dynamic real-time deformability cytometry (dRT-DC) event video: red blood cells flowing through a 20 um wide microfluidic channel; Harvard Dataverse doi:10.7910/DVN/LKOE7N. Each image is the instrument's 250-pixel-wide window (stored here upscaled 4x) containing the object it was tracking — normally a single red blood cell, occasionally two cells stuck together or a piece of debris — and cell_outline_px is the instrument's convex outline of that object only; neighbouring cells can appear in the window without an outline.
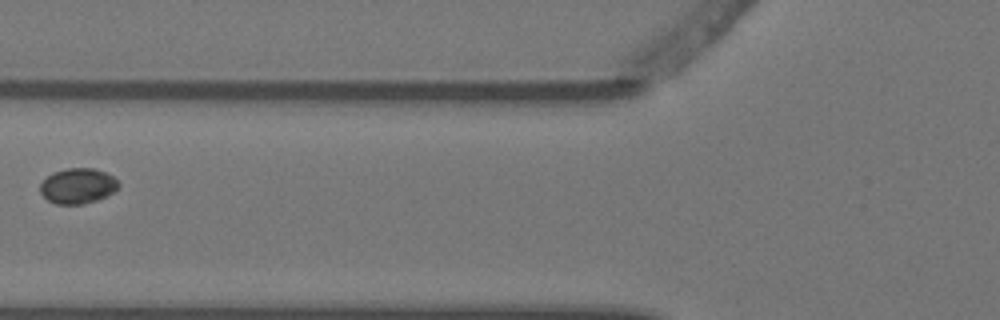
{"species": "Egyptian fruit bat (a non-hibernating species)", "species_latin": "Rousettus aegyptiacus", "temperature_condition": "warm", "stored_images_in_passage": 6, "camera_frame_rate_fps": 3000, "um_per_image_px": 0.085, "animal": {"sex": "female"}, "frame": {"image": 1, "passage_image": 5, "time_ms": 1.333, "image_size_px": [1000, 320], "cell_outline_px": [[120, 184], [112, 192], [96, 200], [84, 204], [56, 204], [48, 200], [40, 192], [40, 184], [52, 172], [68, 168], [92, 168], [104, 172], [112, 176]], "centroid_in_image_um": [6.58, 15.8], "position_along_channel_um": 119.2, "area_um2": 15.9}}
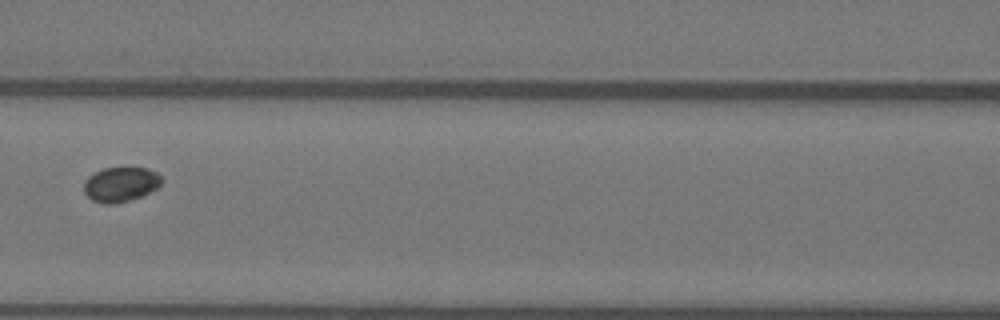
{"frame": {"image": 2, "passage_image": 6, "time_ms": 1.667, "image_size_px": [1000, 320], "cell_outline_px": [[160, 184], [156, 188], [140, 196], [116, 204], [104, 204], [92, 200], [84, 192], [84, 180], [88, 176], [104, 168], [128, 164], [148, 168], [156, 172], [160, 176]], "centroid_in_image_um": [10.23, 15.61], "position_along_channel_um": 156.4, "area_um2": 16.13}}